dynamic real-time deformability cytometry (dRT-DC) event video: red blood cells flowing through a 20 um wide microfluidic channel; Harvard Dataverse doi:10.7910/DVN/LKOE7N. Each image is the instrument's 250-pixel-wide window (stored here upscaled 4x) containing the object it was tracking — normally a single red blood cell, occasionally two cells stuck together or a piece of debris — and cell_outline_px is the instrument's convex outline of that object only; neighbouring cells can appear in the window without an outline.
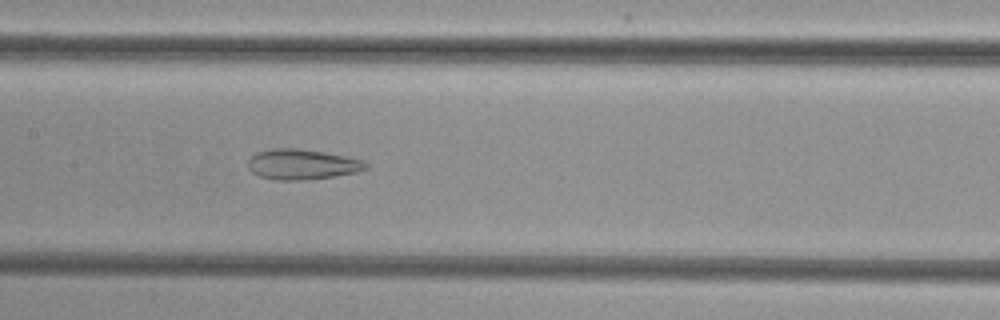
{"species": "common noctule bat (a hibernating species)", "species_latin": "Nyctalus noctula", "temperature_condition": "cold", "stored_images_in_passage": 36, "camera_frame_rate_fps": 3000, "um_per_image_px": 0.085, "animal": {"sex": "female", "body_mass_g": 29.2, "forearm_length_mm": 56.3}, "frame": {"image": 1, "passage_image": 10, "time_ms": 3.0, "image_size_px": [1000, 320], "cell_outline_px": [[368, 168], [356, 172], [332, 176], [300, 180], [276, 180], [260, 176], [252, 172], [248, 168], [248, 160], [256, 152], [272, 148], [296, 148], [324, 152], [348, 156], [364, 160], [368, 164]], "centroid_in_image_um": [25.68, 13.96], "position_along_channel_um": 181.7, "area_um2": 20.81}}
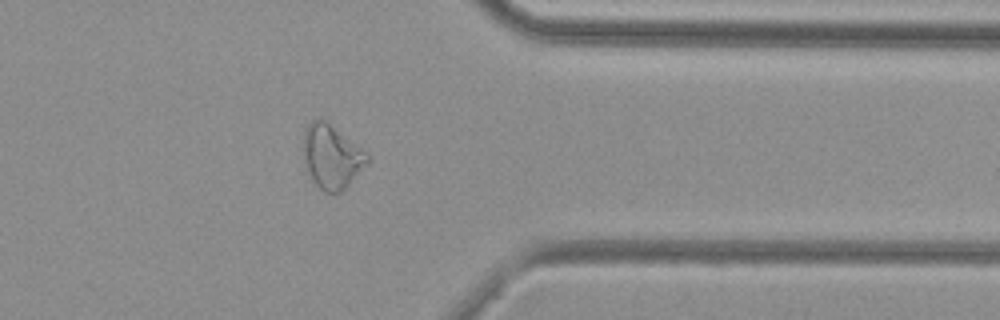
{"frame": {"image": 2, "passage_image": 26, "time_ms": 8.333, "image_size_px": [1000, 320], "cell_outline_px": [[368, 164], [340, 192], [324, 192], [308, 176], [304, 168], [304, 128], [312, 120], [320, 116], [360, 148], [368, 156]], "centroid_in_image_um": [28.13, 13.31], "position_along_channel_um": 383.3, "area_um2": 23.52}}
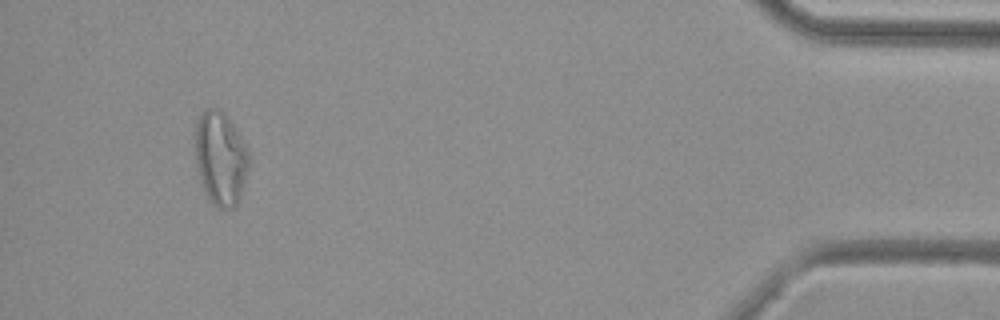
{"frame": {"image": 3, "passage_image": 33, "time_ms": 10.667, "image_size_px": [1000, 320], "cell_outline_px": [[252, 164], [240, 196], [236, 204], [232, 208], [224, 212], [216, 208], [208, 200], [204, 192], [200, 180], [196, 164], [192, 136], [196, 120], [204, 108], [216, 108], [224, 112], [236, 128], [248, 148]], "centroid_in_image_um": [18.73, 13.46], "position_along_channel_um": 416.5, "area_um2": 30.87}}